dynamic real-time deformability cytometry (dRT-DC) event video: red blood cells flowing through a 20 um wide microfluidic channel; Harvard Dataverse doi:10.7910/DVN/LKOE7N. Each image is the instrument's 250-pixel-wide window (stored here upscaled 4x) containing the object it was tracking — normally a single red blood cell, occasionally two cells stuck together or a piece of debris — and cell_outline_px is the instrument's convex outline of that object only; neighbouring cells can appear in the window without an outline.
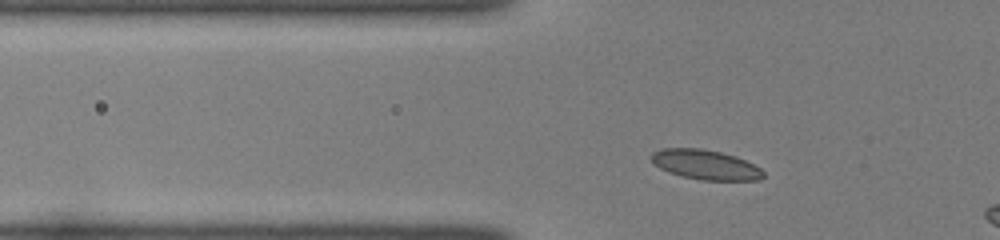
{"species": "common noctule bat (a hibernating species)", "species_latin": "Nyctalus noctula", "temperature_condition": "room temperature", "stored_images_in_passage": 11, "camera_frame_rate_fps": 3000, "um_per_image_px": 0.085, "animal": {"sex": "female", "body_mass_g": 22.0, "forearm_length_mm": 56.7}, "frame": {"image": 1, "passage_image": 8, "time_ms": 2.333, "image_size_px": [1000, 240], "cell_outline_px": [[764, 176], [760, 180], [700, 180], [680, 176], [668, 172], [660, 168], [648, 156], [652, 152], [660, 148], [700, 148], [720, 152], [736, 156], [760, 168], [764, 172]], "centroid_in_image_um": [59.93, 13.99], "position_along_channel_um": 65.9, "area_um2": 19.48}}